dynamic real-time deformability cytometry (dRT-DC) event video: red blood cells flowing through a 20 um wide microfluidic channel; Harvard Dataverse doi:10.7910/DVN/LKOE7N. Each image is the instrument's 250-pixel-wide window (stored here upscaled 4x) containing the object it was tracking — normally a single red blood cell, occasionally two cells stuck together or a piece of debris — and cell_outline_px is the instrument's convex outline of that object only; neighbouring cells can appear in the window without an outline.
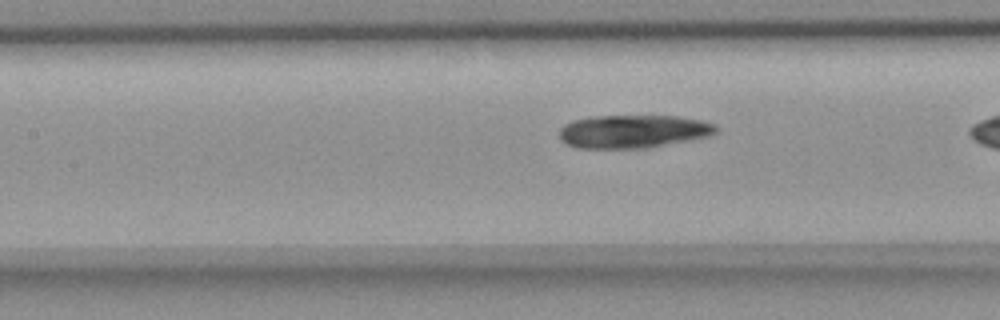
{"species": "common noctule bat (a hibernating species)", "species_latin": "Nyctalus noctula", "temperature_condition": "room temperature", "stored_images_in_passage": 40, "camera_frame_rate_fps": 3000, "um_per_image_px": 0.085, "animal": {"sex": "female", "body_mass_g": 18.4}, "frame": {"image": 1, "passage_image": 22, "time_ms": 7.0, "image_size_px": [1000, 320], "cell_outline_px": [[716, 132], [708, 136], [688, 140], [644, 148], [576, 148], [560, 140], [560, 128], [564, 124], [572, 120], [596, 116], [676, 116], [700, 120], [716, 124]], "centroid_in_image_um": [53.78, 11.17], "position_along_channel_um": 153.6, "area_um2": 30.06}}
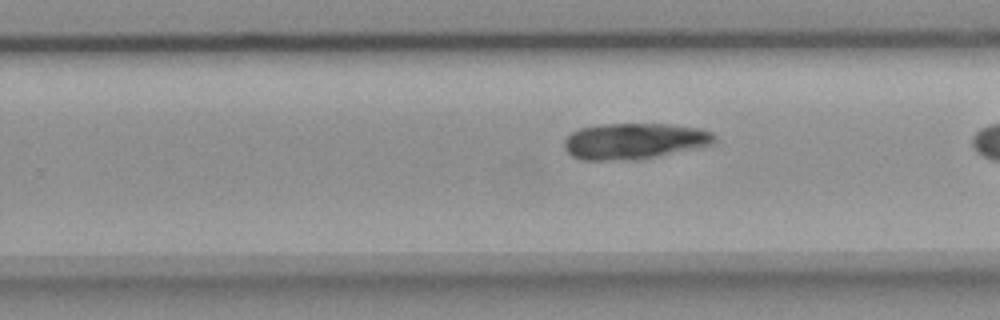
{"frame": {"image": 2, "passage_image": 32, "time_ms": 10.333, "image_size_px": [1000, 320], "cell_outline_px": [[716, 140], [712, 144], [656, 156], [636, 160], [580, 160], [572, 156], [564, 148], [564, 140], [572, 132], [580, 128], [600, 124], [668, 124], [696, 128], [712, 132], [716, 136]], "centroid_in_image_um": [53.86, 11.99], "position_along_channel_um": 275.9, "area_um2": 31.39}}
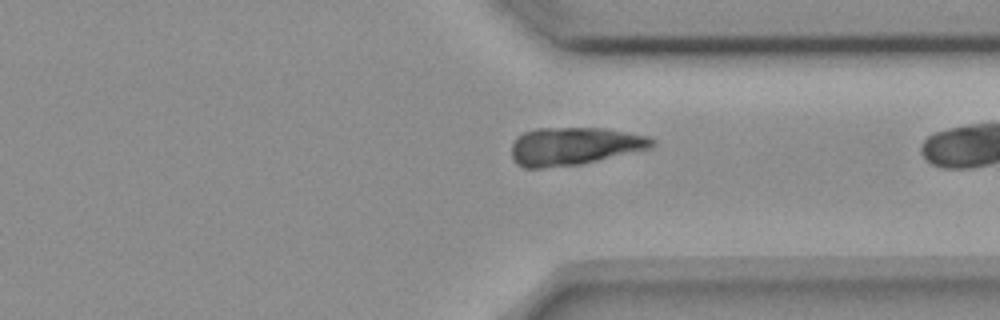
{"frame": {"image": 3, "passage_image": 39, "time_ms": 12.667, "image_size_px": [1000, 320], "cell_outline_px": [[656, 144], [652, 148], [580, 164], [544, 168], [524, 168], [516, 164], [512, 156], [512, 144], [516, 136], [524, 132], [536, 128], [604, 128], [648, 136], [656, 140]], "centroid_in_image_um": [48.8, 12.42], "position_along_channel_um": 362.6, "area_um2": 31.15}}